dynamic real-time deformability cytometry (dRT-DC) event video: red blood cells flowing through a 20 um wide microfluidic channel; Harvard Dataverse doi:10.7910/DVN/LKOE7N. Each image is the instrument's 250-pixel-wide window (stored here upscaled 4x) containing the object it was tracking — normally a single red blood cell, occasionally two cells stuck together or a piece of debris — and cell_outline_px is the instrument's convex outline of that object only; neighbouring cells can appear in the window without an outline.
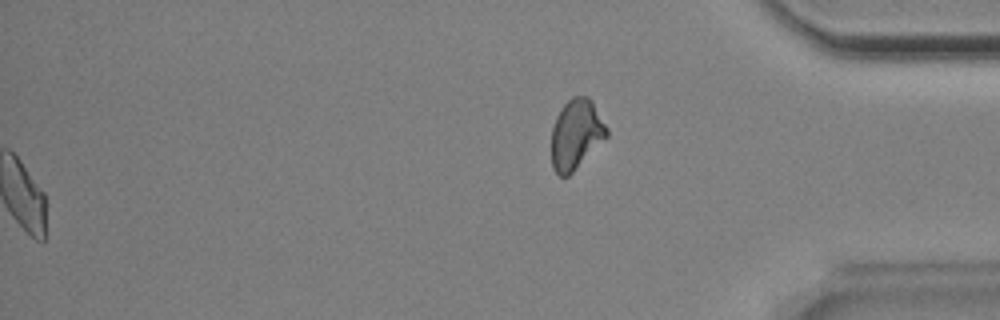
{"species": "Egyptian fruit bat (a non-hibernating species)", "species_latin": "Rousettus aegyptiacus", "temperature_condition": "room temperature", "stored_images_in_passage": 39, "segment_of_instrument_passage": [2, 2], "camera_frame_rate_fps": 3000, "um_per_image_px": 0.085, "animal": {"sex": "male"}, "frame": {"image": 1, "passage_image": 39, "time_ms": 12.667, "image_size_px": [1000, 320], "cell_outline_px": [[608, 136], [568, 176], [560, 176], [552, 168], [552, 128], [556, 116], [560, 108], [572, 96], [588, 96], [592, 100], [608, 128]], "centroid_in_image_um": [48.97, 11.39], "position_along_channel_um": 386.2, "area_um2": 22.48}}